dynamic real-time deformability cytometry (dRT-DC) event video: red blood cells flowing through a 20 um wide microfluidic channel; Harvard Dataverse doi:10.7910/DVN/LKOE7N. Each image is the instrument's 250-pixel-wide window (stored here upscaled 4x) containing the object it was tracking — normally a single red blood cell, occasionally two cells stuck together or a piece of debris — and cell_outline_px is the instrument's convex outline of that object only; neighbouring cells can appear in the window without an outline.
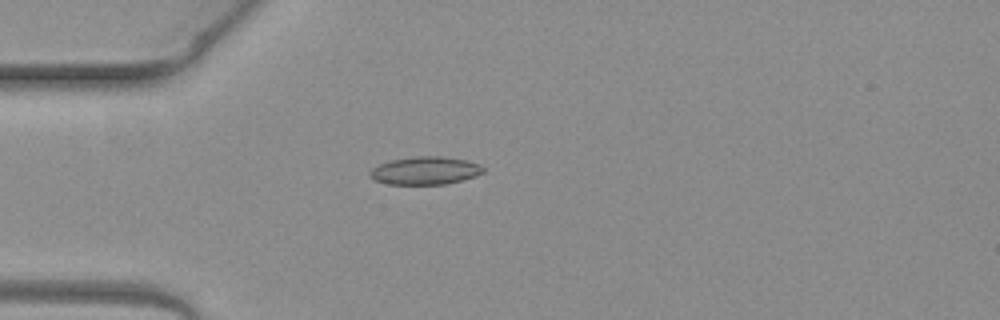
{"species": "common noctule bat (a hibernating species)", "species_latin": "Nyctalus noctula", "temperature_condition": "warm", "stored_images_in_passage": 1, "camera_frame_rate_fps": 3000, "um_per_image_px": 0.085, "animal": {"sex": "female", "body_mass_g": 19.3, "forearm_length_mm": 54.1}, "frame": {"image": 1, "passage_image": 1, "time_ms": 0.0, "image_size_px": [1000, 320], "cell_outline_px": [[484, 172], [476, 176], [464, 180], [444, 184], [388, 184], [376, 180], [368, 176], [368, 172], [372, 168], [380, 164], [392, 160], [416, 156], [444, 156], [464, 160], [480, 164], [484, 168]], "centroid_in_image_um": [36.15, 14.5], "position_along_channel_um": 48.8, "area_um2": 18.44}}